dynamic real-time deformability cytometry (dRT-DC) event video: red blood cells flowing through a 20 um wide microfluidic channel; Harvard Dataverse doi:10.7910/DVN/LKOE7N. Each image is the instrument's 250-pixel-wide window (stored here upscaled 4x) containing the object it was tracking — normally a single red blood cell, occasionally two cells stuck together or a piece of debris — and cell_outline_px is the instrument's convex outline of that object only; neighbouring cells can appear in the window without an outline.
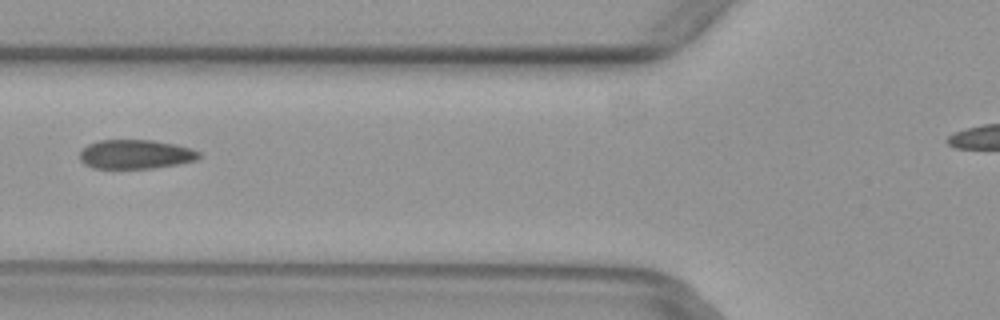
{"species": "common noctule bat (a hibernating species)", "species_latin": "Nyctalus noctula", "temperature_condition": "warm", "stored_images_in_passage": 2, "camera_frame_rate_fps": 3000, "um_per_image_px": 0.085, "animal": {"sex": "female", "body_mass_g": 29.2, "forearm_length_mm": 56.3}, "frame": {"image": 1, "passage_image": 2, "time_ms": 0.333, "image_size_px": [1000, 320], "cell_outline_px": [[200, 156], [196, 160], [176, 164], [152, 168], [92, 168], [84, 164], [80, 160], [80, 152], [88, 144], [100, 140], [152, 140], [176, 144], [200, 152]], "centroid_in_image_um": [11.5, 13.11], "position_along_channel_um": 114.3, "area_um2": 20.11}}